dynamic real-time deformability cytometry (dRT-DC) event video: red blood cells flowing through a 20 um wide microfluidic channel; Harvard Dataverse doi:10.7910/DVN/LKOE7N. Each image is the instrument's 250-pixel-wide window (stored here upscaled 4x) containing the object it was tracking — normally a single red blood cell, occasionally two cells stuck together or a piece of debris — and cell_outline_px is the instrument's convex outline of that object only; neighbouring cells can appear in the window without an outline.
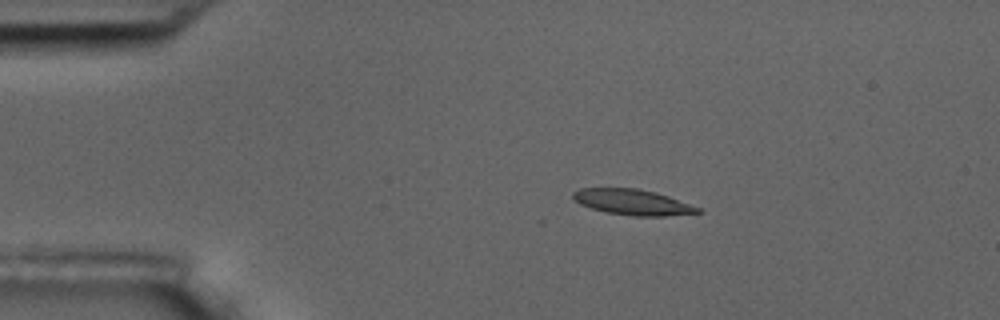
{"species": "common noctule bat (a hibernating species)", "species_latin": "Nyctalus noctula", "temperature_condition": "room temperature", "stored_images_in_passage": 3, "camera_frame_rate_fps": 3000, "um_per_image_px": 0.085, "animal": {"sex": "male", "body_mass_g": 17.5, "forearm_length_mm": 52.3}, "frame": {"image": 1, "passage_image": 2, "time_ms": 1.333, "image_size_px": [1000, 320], "cell_outline_px": [[704, 212], [664, 216], [636, 216], [604, 212], [580, 204], [572, 200], [572, 192], [580, 188], [636, 188], [656, 192], [668, 196], [700, 208]], "centroid_in_image_um": [53.74, 17.18], "position_along_channel_um": 31.3, "area_um2": 18.67}}